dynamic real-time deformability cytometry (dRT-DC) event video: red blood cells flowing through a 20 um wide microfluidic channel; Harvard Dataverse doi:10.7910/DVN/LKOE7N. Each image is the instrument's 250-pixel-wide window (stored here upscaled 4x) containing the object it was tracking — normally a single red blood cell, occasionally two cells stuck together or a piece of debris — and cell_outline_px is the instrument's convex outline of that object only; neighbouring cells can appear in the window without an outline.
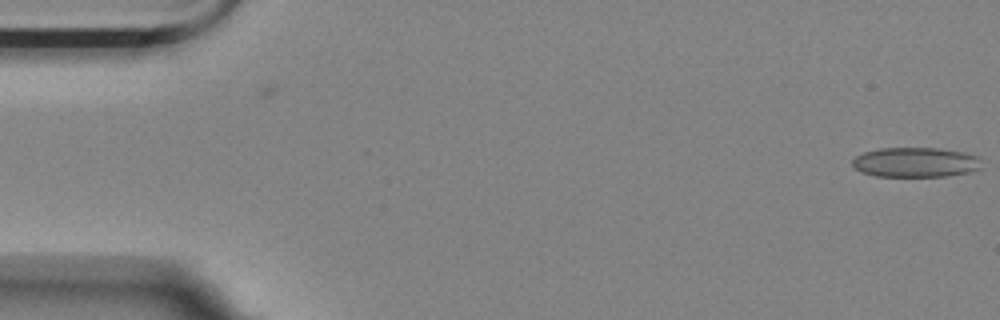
{"species": "Egyptian fruit bat (a non-hibernating species)", "species_latin": "Rousettus aegyptiacus", "temperature_condition": "room temperature", "stored_images_in_passage": 5, "camera_frame_rate_fps": 3000, "um_per_image_px": 0.085, "animal": {"sex": "female"}, "frame": {"image": 1, "passage_image": 5, "time_ms": 1.333, "image_size_px": [1000, 320], "cell_outline_px": [[980, 168], [968, 172], [948, 176], [876, 176], [860, 172], [852, 164], [852, 160], [856, 156], [864, 152], [880, 148], [936, 148], [964, 152], [980, 156]], "centroid_in_image_um": [77.82, 13.79], "position_along_channel_um": 7.2, "area_um2": 22.43}}